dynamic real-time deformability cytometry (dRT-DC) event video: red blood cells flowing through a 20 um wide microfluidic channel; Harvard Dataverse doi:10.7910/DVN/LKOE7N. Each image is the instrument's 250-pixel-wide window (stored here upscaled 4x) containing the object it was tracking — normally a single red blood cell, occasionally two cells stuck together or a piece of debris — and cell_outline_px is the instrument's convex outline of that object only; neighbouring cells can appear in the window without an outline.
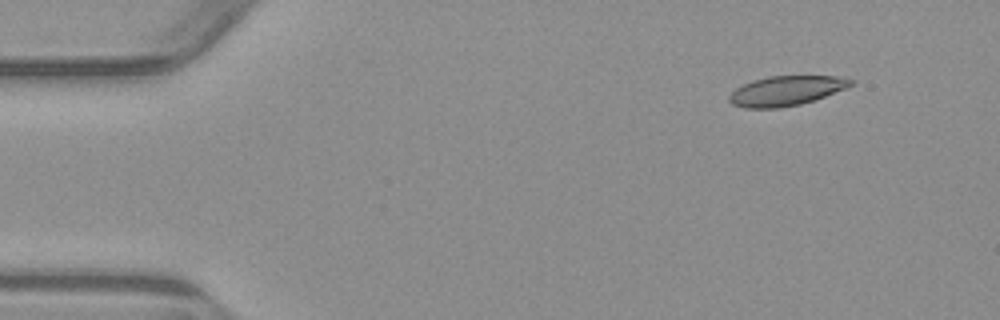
{"species": "common noctule bat (a hibernating species)", "species_latin": "Nyctalus noctula", "temperature_condition": "warm", "stored_images_in_passage": 6, "camera_frame_rate_fps": 3000, "um_per_image_px": 0.085, "animal": {"sex": "male", "body_mass_g": 23.1, "forearm_length_mm": 52.7}, "frame": {"image": 1, "passage_image": 1, "time_ms": 0.0, "image_size_px": [1000, 320], "cell_outline_px": [[856, 84], [824, 96], [800, 104], [780, 108], [744, 108], [732, 104], [728, 100], [728, 96], [736, 88], [752, 80], [768, 76], [836, 76], [856, 80]], "centroid_in_image_um": [66.82, 7.71], "position_along_channel_um": 18.2, "area_um2": 21.04}}
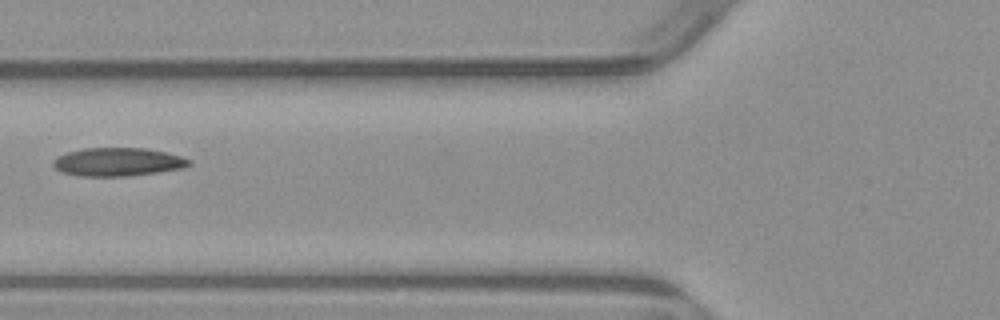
{"frame": {"image": 2, "passage_image": 5, "time_ms": 5.0, "image_size_px": [1000, 320], "cell_outline_px": [[192, 164], [184, 168], [156, 172], [124, 176], [80, 176], [60, 172], [52, 164], [52, 160], [68, 152], [84, 148], [144, 148], [164, 152], [180, 156], [192, 160]], "centroid_in_image_um": [10.01, 13.76], "position_along_channel_um": 115.8, "area_um2": 22.31}}
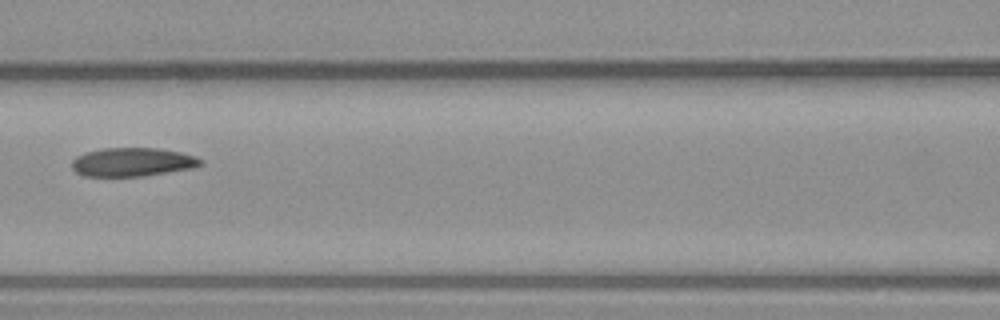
{"frame": {"image": 3, "passage_image": 6, "time_ms": 6.0, "image_size_px": [1000, 320], "cell_outline_px": [[204, 164], [192, 168], [144, 176], [84, 176], [76, 172], [72, 168], [72, 160], [76, 156], [84, 152], [104, 148], [156, 148], [180, 152], [196, 156], [204, 160]], "centroid_in_image_um": [11.27, 13.77], "position_along_channel_um": 155.3, "area_um2": 21.62}}